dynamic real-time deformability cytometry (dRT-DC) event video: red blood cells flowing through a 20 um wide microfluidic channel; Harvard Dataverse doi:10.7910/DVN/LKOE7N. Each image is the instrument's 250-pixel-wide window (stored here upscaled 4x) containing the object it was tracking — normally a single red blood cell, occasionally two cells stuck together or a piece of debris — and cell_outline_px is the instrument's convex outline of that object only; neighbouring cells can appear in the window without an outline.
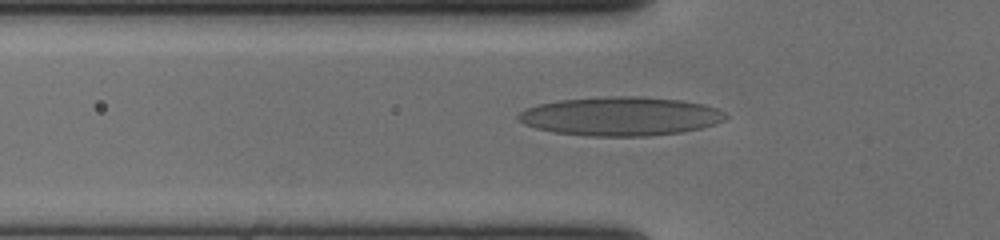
{"species": "human", "species_latin": "Homo sapiens", "temperature_condition": "cold", "stored_images_in_passage": 45, "camera_frame_rate_fps": 3000, "um_per_image_px": 0.085, "donor": {"sex": "female"}, "frame": {"image": 1, "passage_image": 12, "time_ms": 3.667, "image_size_px": [1000, 240], "cell_outline_px": [[728, 116], [724, 120], [716, 124], [700, 128], [680, 132], [652, 136], [588, 136], [556, 132], [536, 128], [524, 124], [516, 116], [520, 112], [528, 108], [540, 104], [560, 100], [604, 96], [640, 96], [680, 100], [704, 104], [716, 108], [724, 112]], "centroid_in_image_um": [52.77, 9.88], "position_along_channel_um": 73.0, "area_um2": 46.88}}
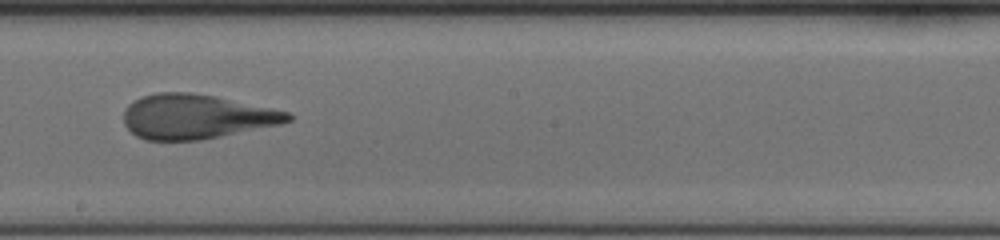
{"frame": {"image": 2, "passage_image": 25, "time_ms": 8.0, "image_size_px": [1000, 240], "cell_outline_px": [[292, 120], [280, 124], [200, 140], [144, 140], [136, 136], [124, 124], [124, 108], [132, 100], [140, 96], [156, 92], [192, 92], [216, 96], [288, 112], [292, 116]], "centroid_in_image_um": [16.61, 9.9], "position_along_channel_um": 231.6, "area_um2": 42.6}}
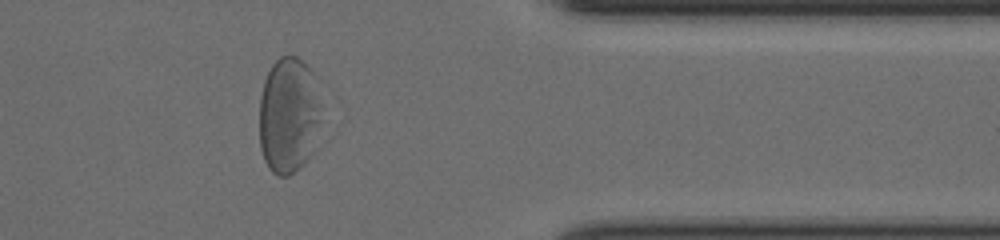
{"frame": {"image": 3, "passage_image": 39, "time_ms": 12.667, "image_size_px": [1000, 240], "cell_outline_px": [[324, 80], [320, 120], [312, 152], [288, 176], [276, 176], [268, 168], [264, 160], [260, 148], [260, 96], [264, 80], [272, 64], [280, 56], [296, 56]], "centroid_in_image_um": [24.59, 9.7], "position_along_channel_um": 386.8, "area_um2": 43.18}, "authors_computed_cell_mechanics": {"area_um2": 42.9454, "velocity_mm_per_s": 3.657, "shape_relaxation_time_tau1_ms": null, "shape_relaxation_time_tau2_ms": 1.2185, "deformation_change_tau1": null, "deformation_change_tau2": 0.1053}}